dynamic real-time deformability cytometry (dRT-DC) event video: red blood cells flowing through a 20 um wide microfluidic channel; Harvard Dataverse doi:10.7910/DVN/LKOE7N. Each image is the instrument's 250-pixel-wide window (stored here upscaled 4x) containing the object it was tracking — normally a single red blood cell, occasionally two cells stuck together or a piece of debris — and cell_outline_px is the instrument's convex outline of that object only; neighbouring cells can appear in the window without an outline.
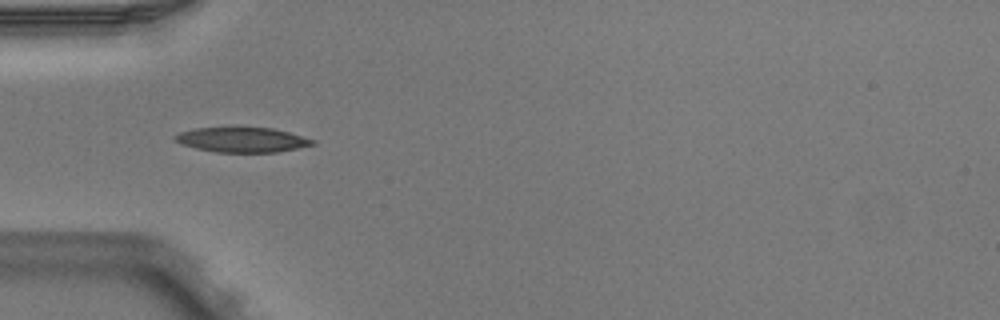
{"species": "Egyptian fruit bat (a non-hibernating species)", "species_latin": "Rousettus aegyptiacus", "temperature_condition": "warm", "stored_images_in_passage": 5, "camera_frame_rate_fps": 3000, "um_per_image_px": 0.085, "animal": {"sex": "male"}, "frame": {"image": 1, "passage_image": 4, "time_ms": 1.0, "image_size_px": [1000, 320], "cell_outline_px": [[316, 144], [276, 152], [216, 152], [196, 148], [180, 144], [172, 136], [180, 132], [196, 128], [272, 128], [288, 132], [316, 140]], "centroid_in_image_um": [20.58, 11.88], "position_along_channel_um": 64.4, "area_um2": 19.71}}
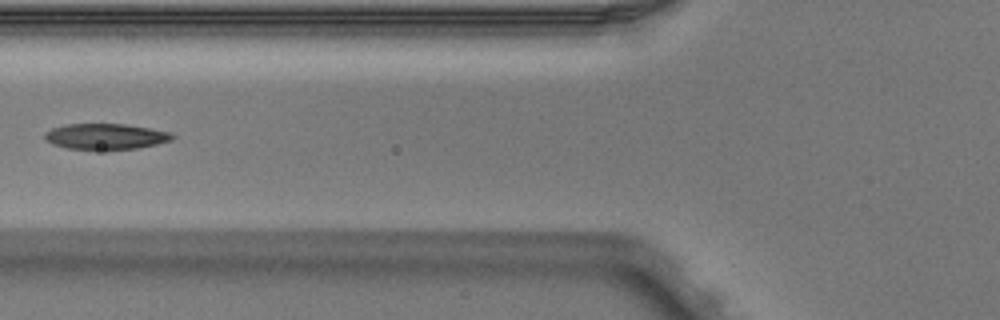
{"frame": {"image": 2, "passage_image": 5, "time_ms": 1.333, "image_size_px": [1000, 320], "cell_outline_px": [[176, 136], [172, 140], [156, 144], [136, 148], [64, 148], [52, 144], [44, 140], [44, 132], [52, 128], [64, 124], [124, 124], [148, 128], [168, 132]], "centroid_in_image_um": [8.92, 11.58], "position_along_channel_um": 116.9, "area_um2": 18.79}}